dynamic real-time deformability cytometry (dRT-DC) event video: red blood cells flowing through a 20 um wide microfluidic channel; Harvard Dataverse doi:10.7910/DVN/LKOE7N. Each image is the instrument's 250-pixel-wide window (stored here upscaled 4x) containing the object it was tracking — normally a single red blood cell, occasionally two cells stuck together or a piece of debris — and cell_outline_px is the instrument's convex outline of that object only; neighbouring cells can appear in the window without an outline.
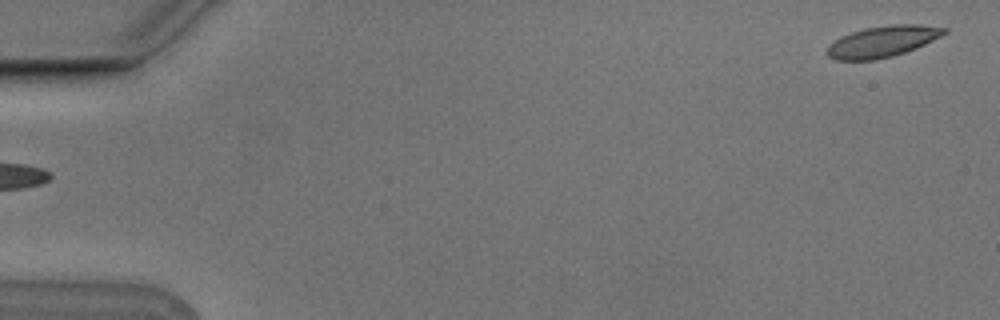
{"species": "Egyptian fruit bat (a non-hibernating species)", "species_latin": "Rousettus aegyptiacus", "temperature_condition": "cold", "stored_images_in_passage": 6, "segment_of_instrument_passage": [2, 2], "camera_frame_rate_fps": 3000, "um_per_image_px": 0.085, "animal": {"sex": "male"}, "frame": {"image": 1, "passage_image": 6, "time_ms": 1.667, "image_size_px": [1000, 320], "cell_outline_px": [[948, 32], [924, 44], [904, 52], [892, 56], [876, 60], [836, 60], [828, 56], [828, 48], [840, 36], [864, 28], [892, 24], [916, 24], [948, 28]], "centroid_in_image_um": [75.03, 3.52], "position_along_channel_um": 10.0, "area_um2": 20.98}}